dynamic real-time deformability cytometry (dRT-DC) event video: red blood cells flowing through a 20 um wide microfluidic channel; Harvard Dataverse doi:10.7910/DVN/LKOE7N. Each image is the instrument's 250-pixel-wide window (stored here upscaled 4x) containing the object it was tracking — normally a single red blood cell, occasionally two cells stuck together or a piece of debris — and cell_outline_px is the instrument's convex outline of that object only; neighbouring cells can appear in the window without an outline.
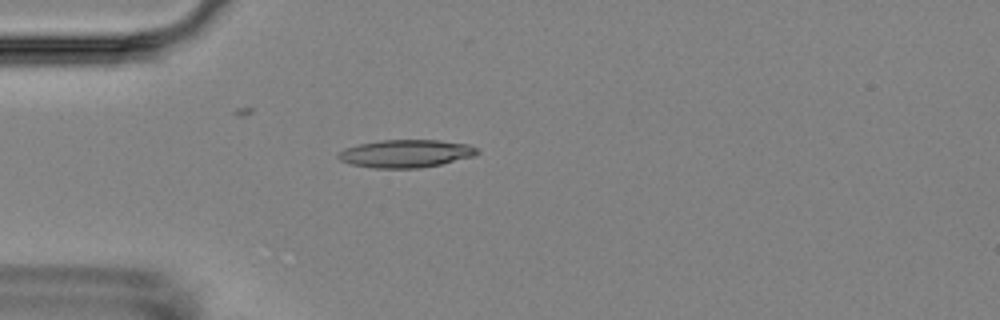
{"species": "Egyptian fruit bat (a non-hibernating species)", "species_latin": "Rousettus aegyptiacus", "temperature_condition": "room temperature", "stored_images_in_passage": 2, "camera_frame_rate_fps": 3000, "um_per_image_px": 0.085, "animal": {"sex": "female"}, "frame": {"image": 1, "passage_image": 1, "time_ms": 0.0, "image_size_px": [1000, 320], "cell_outline_px": [[480, 152], [472, 156], [440, 164], [420, 168], [372, 168], [352, 164], [340, 160], [336, 156], [344, 148], [360, 144], [380, 140], [440, 140], [468, 144], [476, 148]], "centroid_in_image_um": [34.48, 13.05], "position_along_channel_um": 50.5, "area_um2": 22.37}}